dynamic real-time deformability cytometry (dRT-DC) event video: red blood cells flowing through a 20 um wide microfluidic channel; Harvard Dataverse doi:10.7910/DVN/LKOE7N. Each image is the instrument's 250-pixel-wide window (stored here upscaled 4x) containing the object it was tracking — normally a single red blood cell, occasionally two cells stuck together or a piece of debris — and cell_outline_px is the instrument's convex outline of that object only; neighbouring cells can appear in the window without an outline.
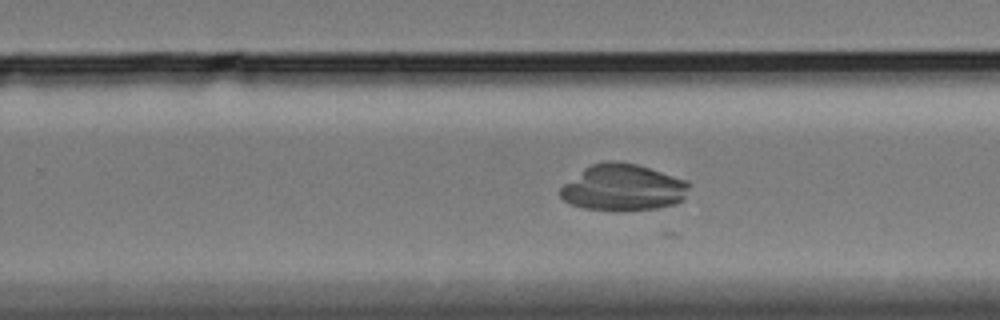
{"species": "Egyptian fruit bat (a non-hibernating species)", "species_latin": "Rousettus aegyptiacus", "temperature_condition": "cold", "stored_images_in_passage": 32, "camera_frame_rate_fps": 3000, "um_per_image_px": 0.085, "animal": {"sex": "female"}, "frame": {"image": 1, "passage_image": 20, "time_ms": 6.333, "image_size_px": [1000, 320], "cell_outline_px": [[688, 188], [684, 200], [676, 204], [660, 208], [616, 212], [584, 208], [572, 204], [564, 200], [560, 196], [560, 188], [564, 184], [584, 168], [592, 164], [604, 160], [620, 160], [636, 164], [688, 180]], "centroid_in_image_um": [52.97, 15.95], "position_along_channel_um": 276.8, "area_um2": 35.37}}